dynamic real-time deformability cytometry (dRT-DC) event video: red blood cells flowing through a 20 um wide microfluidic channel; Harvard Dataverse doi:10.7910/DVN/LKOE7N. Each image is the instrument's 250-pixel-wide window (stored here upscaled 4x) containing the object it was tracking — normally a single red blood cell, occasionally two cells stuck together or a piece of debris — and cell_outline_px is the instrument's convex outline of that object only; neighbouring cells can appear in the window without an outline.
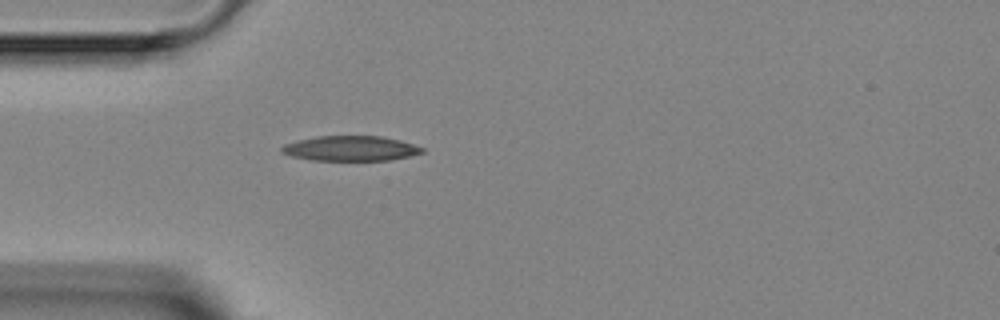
{"species": "Egyptian fruit bat (a non-hibernating species)", "species_latin": "Rousettus aegyptiacus", "temperature_condition": "room temperature", "stored_images_in_passage": 1, "camera_frame_rate_fps": 3000, "um_per_image_px": 0.085, "animal": {"sex": "female"}, "frame": {"image": 1, "passage_image": 1, "time_ms": 0.0, "image_size_px": [1000, 320], "cell_outline_px": [[424, 152], [392, 160], [308, 160], [292, 156], [280, 152], [280, 148], [284, 144], [316, 136], [380, 136], [400, 140], [424, 148]], "centroid_in_image_um": [29.78, 12.62], "position_along_channel_um": 55.2, "area_um2": 20.4}}